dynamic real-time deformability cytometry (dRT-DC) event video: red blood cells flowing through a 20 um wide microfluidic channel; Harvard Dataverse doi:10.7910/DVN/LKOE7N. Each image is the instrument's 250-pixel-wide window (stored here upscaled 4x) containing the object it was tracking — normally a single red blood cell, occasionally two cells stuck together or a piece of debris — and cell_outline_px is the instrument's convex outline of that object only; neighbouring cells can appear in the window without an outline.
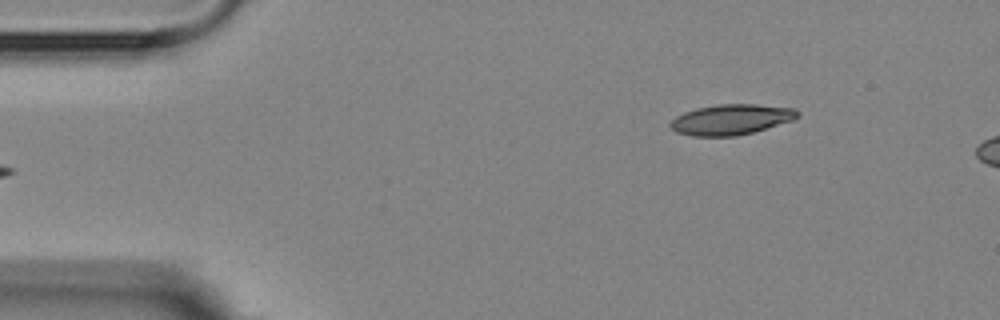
{"species": "Egyptian fruit bat (a non-hibernating species)", "species_latin": "Rousettus aegyptiacus", "temperature_condition": "room temperature", "stored_images_in_passage": 4, "camera_frame_rate_fps": 3000, "um_per_image_px": 0.085, "animal": {"sex": "female"}, "frame": {"image": 1, "passage_image": 4, "time_ms": 3.333, "image_size_px": [1000, 320], "cell_outline_px": [[800, 116], [792, 120], [752, 132], [736, 136], [692, 136], [676, 132], [668, 124], [676, 116], [684, 112], [696, 108], [716, 104], [756, 104], [796, 108], [800, 112]], "centroid_in_image_um": [62.14, 10.15], "position_along_channel_um": 22.9, "area_um2": 22.6}}